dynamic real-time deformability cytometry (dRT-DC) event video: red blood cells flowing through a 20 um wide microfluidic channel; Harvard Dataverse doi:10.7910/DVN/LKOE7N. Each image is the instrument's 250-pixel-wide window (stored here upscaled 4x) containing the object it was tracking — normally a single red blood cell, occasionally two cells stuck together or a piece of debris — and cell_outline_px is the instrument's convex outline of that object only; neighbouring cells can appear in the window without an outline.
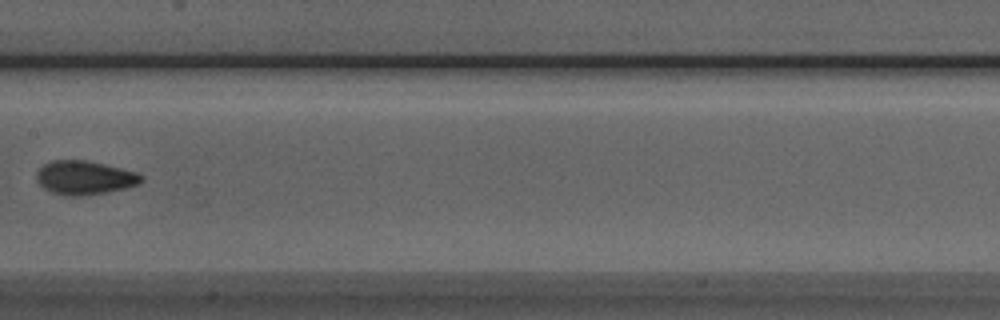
{"species": "Egyptian fruit bat (a non-hibernating species)", "species_latin": "Rousettus aegyptiacus", "temperature_condition": "room temperature", "stored_images_in_passage": 8, "camera_frame_rate_fps": 3000, "um_per_image_px": 0.085, "animal": {"sex": "male"}, "frame": {"image": 1, "passage_image": 7, "time_ms": 7.0, "image_size_px": [1000, 320], "cell_outline_px": [[144, 180], [140, 184], [124, 188], [104, 192], [80, 196], [64, 196], [52, 192], [44, 188], [36, 180], [36, 172], [44, 164], [52, 160], [84, 160], [104, 164], [136, 172], [144, 176]], "centroid_in_image_um": [7.18, 15.1], "position_along_channel_um": 200.2, "area_um2": 20.58}}
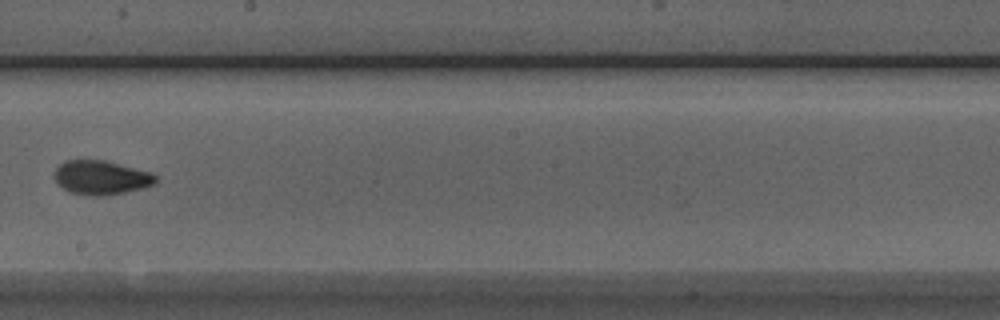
{"frame": {"image": 2, "passage_image": 8, "time_ms": 8.0, "image_size_px": [1000, 320], "cell_outline_px": [[156, 184], [124, 192], [104, 196], [92, 196], [68, 192], [56, 180], [56, 168], [64, 160], [104, 160], [152, 172], [156, 176]], "centroid_in_image_um": [8.62, 15.09], "position_along_channel_um": 239.6, "area_um2": 19.94}}